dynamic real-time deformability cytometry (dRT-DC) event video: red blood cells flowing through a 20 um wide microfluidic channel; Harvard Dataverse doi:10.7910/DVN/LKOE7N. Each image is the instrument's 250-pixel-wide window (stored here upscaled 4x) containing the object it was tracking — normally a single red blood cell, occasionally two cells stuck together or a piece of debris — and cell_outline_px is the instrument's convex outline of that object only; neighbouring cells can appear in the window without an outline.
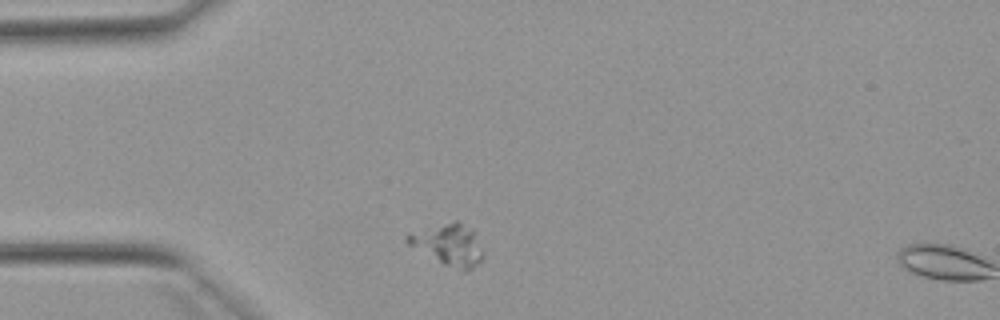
{"species": "Egyptian fruit bat (a non-hibernating species)", "species_latin": "Rousettus aegyptiacus", "temperature_condition": "warm", "stored_images_in_passage": 2, "camera_frame_rate_fps": 3000, "um_per_image_px": 0.085, "animal": {"sex": "female"}, "frame": {"image": 1, "passage_image": 1, "time_ms": 0.0, "image_size_px": [1000, 320], "cell_outline_px": [[484, 256], [468, 272], [460, 272], [444, 264], [408, 244], [404, 240], [404, 236], [408, 232], [456, 220], [472, 228], [484, 252]], "centroid_in_image_um": [38.13, 20.8], "position_along_channel_um": 46.9, "area_um2": 18.44}}